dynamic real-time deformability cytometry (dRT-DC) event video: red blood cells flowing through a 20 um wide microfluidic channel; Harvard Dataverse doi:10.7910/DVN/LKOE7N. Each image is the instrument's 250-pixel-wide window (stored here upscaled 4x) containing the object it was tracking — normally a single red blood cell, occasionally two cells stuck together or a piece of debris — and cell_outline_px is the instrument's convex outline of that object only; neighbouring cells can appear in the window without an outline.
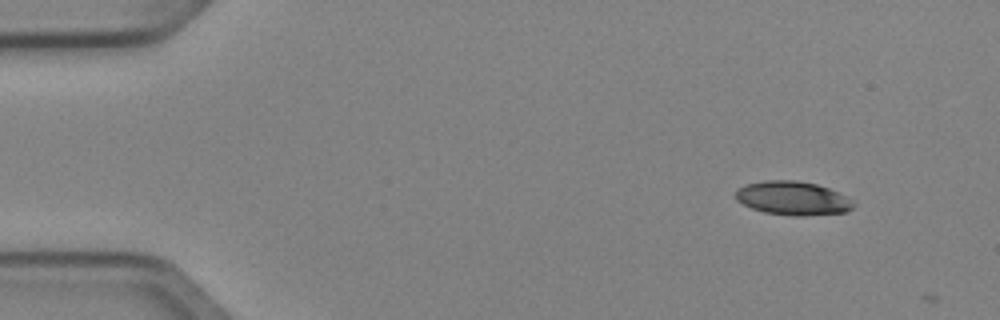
{"species": "Egyptian fruit bat (a non-hibernating species)", "species_latin": "Rousettus aegyptiacus", "temperature_condition": "cold", "stored_images_in_passage": 2, "camera_frame_rate_fps": 3000, "um_per_image_px": 0.085, "animal": {"sex": "female"}, "frame": {"image": 1, "passage_image": 1, "time_ms": 0.0, "image_size_px": [1000, 320], "cell_outline_px": [[856, 204], [848, 212], [804, 216], [796, 216], [764, 212], [752, 208], [736, 200], [736, 192], [740, 188], [748, 184], [764, 180], [796, 180], [816, 184], [828, 188], [852, 200]], "centroid_in_image_um": [67.41, 16.85], "position_along_channel_um": 17.6, "area_um2": 23.0}}